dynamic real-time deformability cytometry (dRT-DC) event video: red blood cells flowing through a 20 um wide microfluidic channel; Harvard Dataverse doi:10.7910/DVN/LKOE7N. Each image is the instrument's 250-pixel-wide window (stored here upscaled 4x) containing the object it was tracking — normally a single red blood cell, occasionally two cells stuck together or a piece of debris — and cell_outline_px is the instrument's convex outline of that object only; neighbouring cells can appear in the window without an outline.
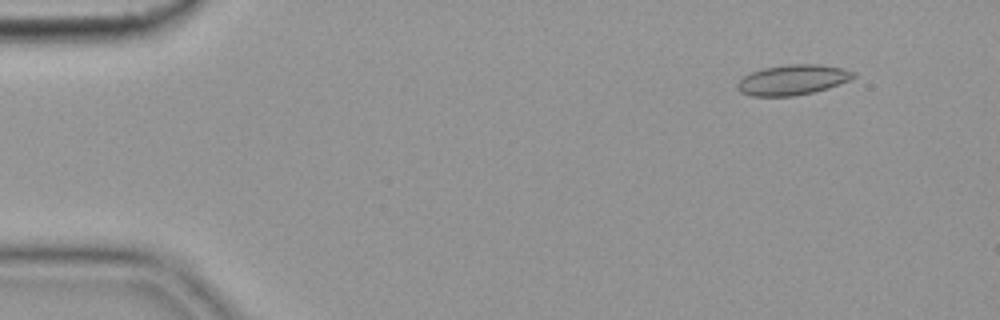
{"species": "common noctule bat (a hibernating species)", "species_latin": "Nyctalus noctula", "temperature_condition": "cold", "stored_images_in_passage": 56, "camera_frame_rate_fps": 3000, "um_per_image_px": 0.085, "animal": {"sex": "female", "body_mass_g": 19.9}, "frame": {"image": 1, "passage_image": 6, "time_ms": 1.667, "image_size_px": [1000, 320], "cell_outline_px": [[856, 76], [848, 80], [828, 88], [812, 92], [792, 96], [752, 96], [740, 92], [736, 88], [736, 84], [744, 76], [752, 72], [764, 68], [784, 64], [816, 64], [840, 68], [856, 72]], "centroid_in_image_um": [67.34, 6.78], "position_along_channel_um": 17.7, "area_um2": 20.29}}
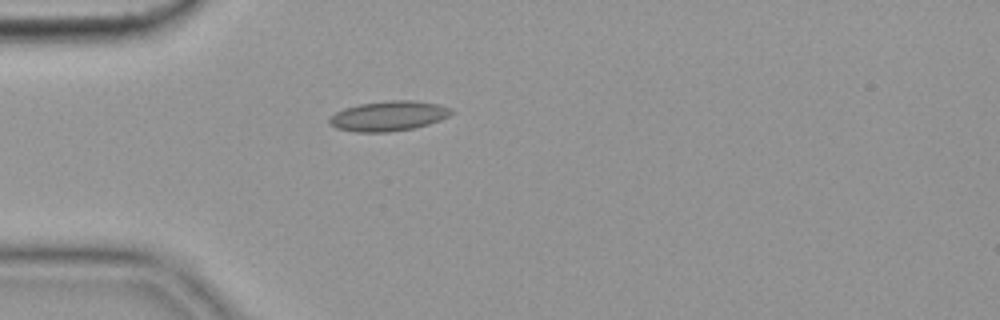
{"frame": {"image": 2, "passage_image": 16, "time_ms": 5.0, "image_size_px": [1000, 320], "cell_outline_px": [[452, 112], [448, 116], [440, 120], [428, 124], [412, 128], [388, 132], [356, 132], [336, 128], [328, 124], [328, 120], [336, 112], [344, 108], [360, 104], [392, 100], [412, 100], [436, 104], [448, 108]], "centroid_in_image_um": [32.97, 9.86], "position_along_channel_um": 52.0, "area_um2": 20.98}}
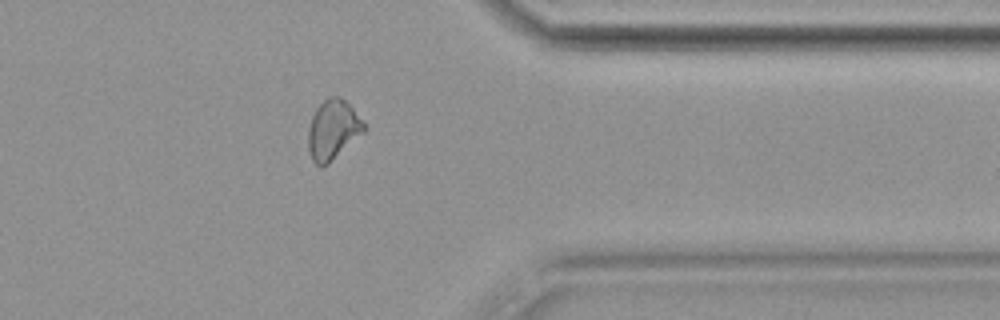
{"frame": {"image": 3, "passage_image": 45, "time_ms": 14.667, "image_size_px": [1000, 320], "cell_outline_px": [[368, 128], [364, 132], [328, 164], [316, 164], [312, 160], [308, 148], [308, 128], [312, 116], [316, 108], [328, 96], [340, 96], [352, 108]], "centroid_in_image_um": [28.29, 11.01], "position_along_channel_um": 383.1, "area_um2": 19.19}, "authors_computed_cell_mechanics": {"area_um2": 19.2474, "velocity_mm_per_s": 3.6344, "shape_relaxation_time_tau1_ms": null, "shape_relaxation_time_tau2_ms": 2.8501, "deformation_change_tau1": null, "deformation_change_tau2": 0.0906}}